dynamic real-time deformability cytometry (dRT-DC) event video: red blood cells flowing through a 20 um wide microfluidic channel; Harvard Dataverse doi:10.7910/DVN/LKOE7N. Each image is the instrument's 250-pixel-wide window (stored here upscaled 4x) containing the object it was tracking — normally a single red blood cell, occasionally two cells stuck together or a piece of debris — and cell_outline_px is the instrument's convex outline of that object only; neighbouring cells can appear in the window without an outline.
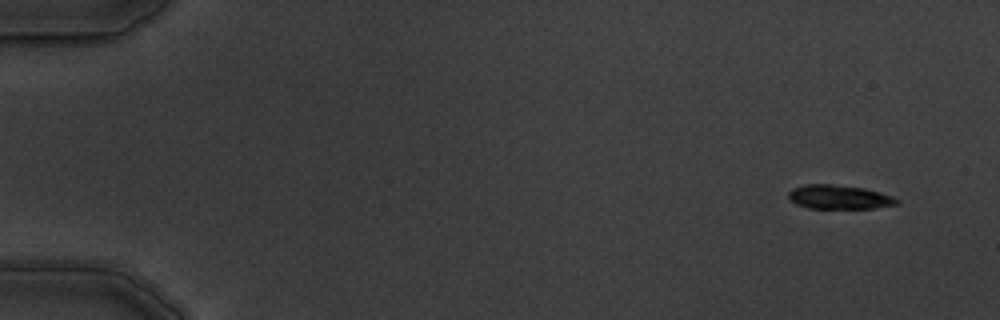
{"species": "common noctule bat (a hibernating species)", "species_latin": "Nyctalus noctula", "temperature_condition": "warm", "stored_images_in_passage": 4, "camera_frame_rate_fps": 3000, "um_per_image_px": 0.085, "animal": {"sex": "male", "body_mass_g": 19.5, "forearm_length_mm": 54.6}, "frame": {"image": 1, "passage_image": 1, "time_ms": 0.0, "image_size_px": [1000, 320], "cell_outline_px": [[900, 204], [872, 208], [808, 208], [796, 204], [788, 196], [788, 192], [792, 188], [804, 184], [832, 184], [864, 188], [880, 192], [892, 196], [900, 200]], "centroid_in_image_um": [71.33, 16.74], "position_along_channel_um": 13.7, "area_um2": 15.2}}
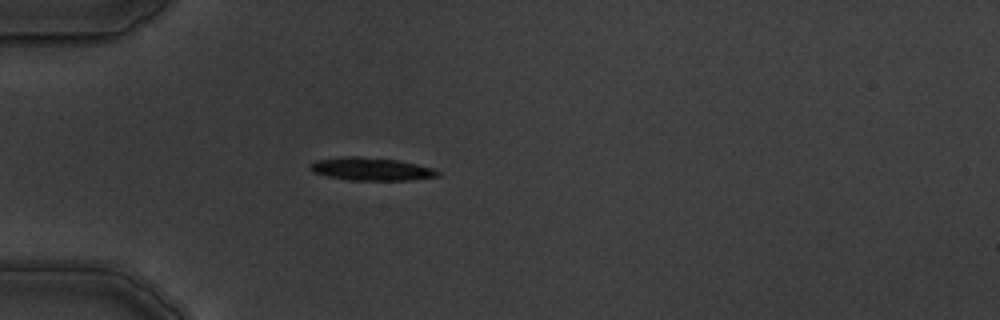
{"frame": {"image": 2, "passage_image": 4, "time_ms": 4.333, "image_size_px": [1000, 320], "cell_outline_px": [[440, 176], [408, 180], [348, 180], [328, 176], [312, 172], [308, 168], [308, 164], [316, 160], [340, 156], [360, 156], [396, 160], [416, 164], [432, 168], [440, 172]], "centroid_in_image_um": [31.49, 14.36], "position_along_channel_um": 53.5, "area_um2": 17.11}}